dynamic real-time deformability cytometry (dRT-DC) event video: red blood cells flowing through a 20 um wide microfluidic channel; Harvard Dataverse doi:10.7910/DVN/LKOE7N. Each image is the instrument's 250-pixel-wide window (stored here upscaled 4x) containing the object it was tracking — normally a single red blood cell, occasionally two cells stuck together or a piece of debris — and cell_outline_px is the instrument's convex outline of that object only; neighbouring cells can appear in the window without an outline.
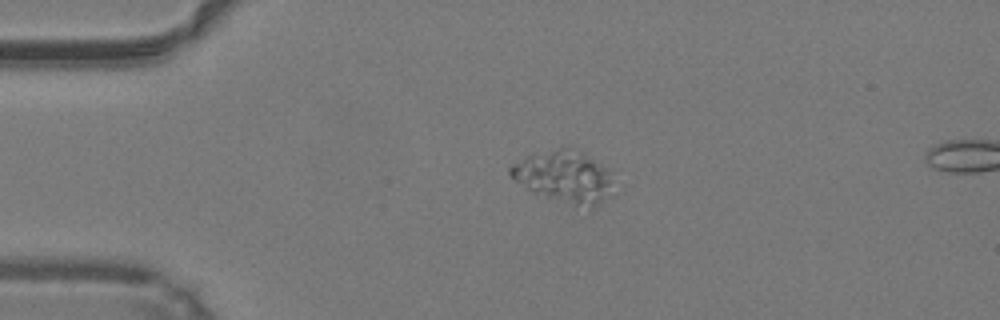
{"species": "common noctule bat (a hibernating species)", "species_latin": "Nyctalus noctula", "temperature_condition": "warm", "stored_images_in_passage": 5, "camera_frame_rate_fps": 3000, "um_per_image_px": 0.085, "animal": {"sex": "male", "body_mass_g": 19.2, "forearm_length_mm": 51.8}, "frame": {"image": 1, "passage_image": 1, "time_ms": 0.0, "image_size_px": [1000, 320], "cell_outline_px": [[616, 188], [612, 196], [596, 204], [576, 204], [532, 192], [512, 180], [508, 172], [508, 168], [512, 164], [524, 156], [560, 148], [568, 148], [580, 152], [616, 168]], "centroid_in_image_um": [48.07, 14.97], "position_along_channel_um": 36.9, "area_um2": 31.67}}